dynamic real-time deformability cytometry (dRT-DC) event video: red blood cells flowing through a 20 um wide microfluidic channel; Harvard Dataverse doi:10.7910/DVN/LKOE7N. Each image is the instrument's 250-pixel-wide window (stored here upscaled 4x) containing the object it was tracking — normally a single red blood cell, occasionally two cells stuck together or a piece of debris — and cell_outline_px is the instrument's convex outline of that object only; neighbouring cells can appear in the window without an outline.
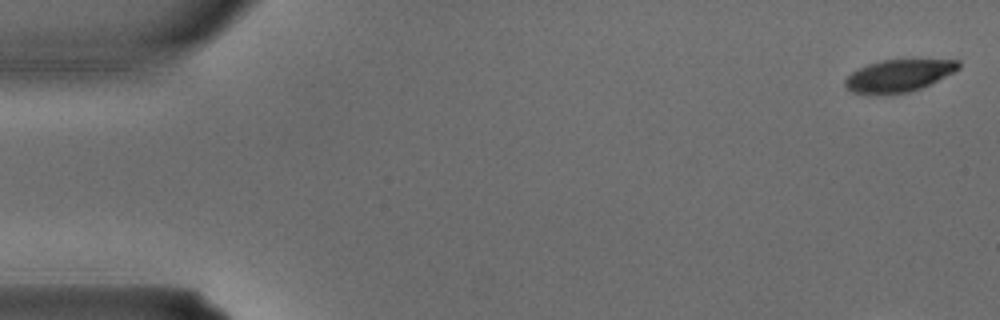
{"species": "common noctule bat (a hibernating species)", "species_latin": "Nyctalus noctula", "temperature_condition": "warm", "stored_images_in_passage": 3, "segment_of_instrument_passage": [2, 2], "camera_frame_rate_fps": 3000, "um_per_image_px": 0.085, "animal": {"sex": "male", "body_mass_g": 15.6}, "frame": {"image": 1, "passage_image": 3, "time_ms": 0.667, "image_size_px": [1000, 320], "cell_outline_px": [[960, 68], [920, 88], [908, 92], [880, 96], [868, 96], [852, 92], [844, 84], [844, 80], [852, 72], [868, 64], [880, 60], [960, 60]], "centroid_in_image_um": [76.31, 6.46], "position_along_channel_um": 8.7, "area_um2": 21.33}}